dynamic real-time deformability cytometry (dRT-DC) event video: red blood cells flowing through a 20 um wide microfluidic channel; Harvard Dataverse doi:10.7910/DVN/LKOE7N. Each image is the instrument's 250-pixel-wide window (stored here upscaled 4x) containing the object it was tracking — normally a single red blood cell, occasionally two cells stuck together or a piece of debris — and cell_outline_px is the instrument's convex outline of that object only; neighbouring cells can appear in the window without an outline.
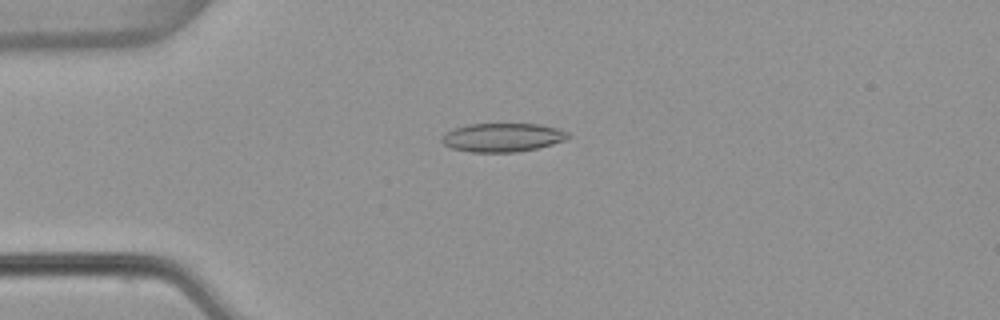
{"species": "common noctule bat (a hibernating species)", "species_latin": "Nyctalus noctula", "temperature_condition": "warm", "stored_images_in_passage": 53, "camera_frame_rate_fps": 3000, "um_per_image_px": 0.085, "animal": {"sex": "female", "body_mass_g": 22.7, "forearm_length_mm": 54.2}, "frame": {"image": 1, "passage_image": 13, "time_ms": 4.0, "image_size_px": [1000, 320], "cell_outline_px": [[572, 136], [564, 140], [552, 144], [536, 148], [516, 152], [472, 152], [452, 148], [444, 144], [440, 140], [452, 128], [468, 124], [540, 124], [556, 128], [568, 132]], "centroid_in_image_um": [42.72, 11.68], "position_along_channel_um": 42.3, "area_um2": 20.98}}
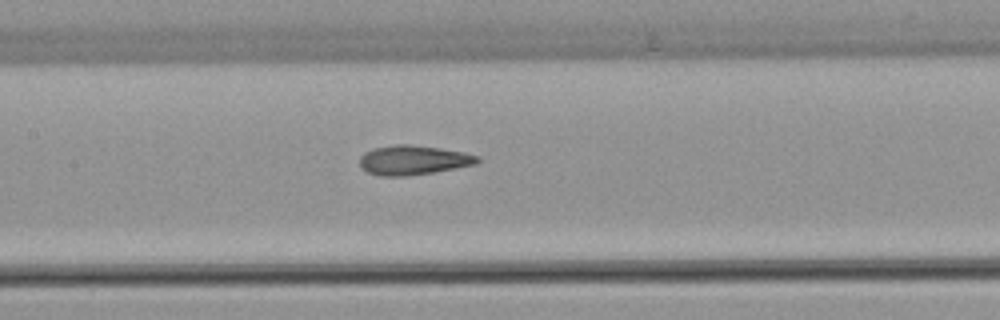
{"frame": {"image": 2, "passage_image": 25, "time_ms": 8.0, "image_size_px": [1000, 320], "cell_outline_px": [[480, 160], [476, 164], [432, 172], [404, 176], [380, 176], [368, 172], [360, 164], [360, 156], [364, 152], [372, 148], [396, 144], [408, 144], [440, 148], [464, 152], [480, 156]], "centroid_in_image_um": [35.12, 13.59], "position_along_channel_um": 172.3, "area_um2": 20.11}}
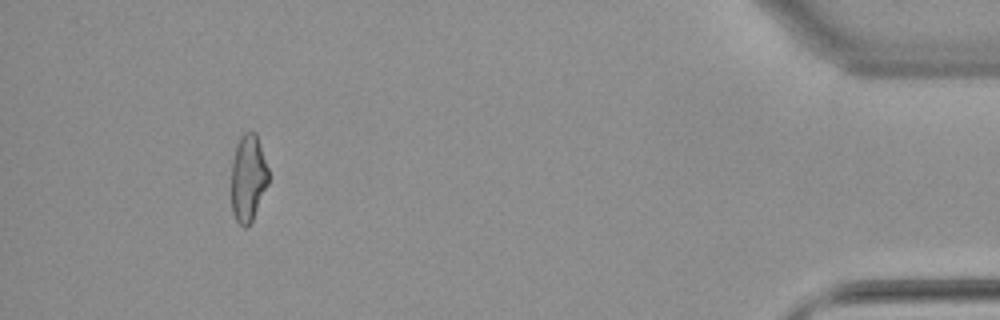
{"frame": {"image": 3, "passage_image": 49, "time_ms": 16.0, "image_size_px": [1000, 320], "cell_outline_px": [[268, 184], [252, 220], [244, 228], [236, 220], [232, 212], [232, 160], [236, 144], [240, 136], [244, 132], [256, 132], [268, 168]], "centroid_in_image_um": [21.09, 15.1], "position_along_channel_um": 414.1, "area_um2": 18.73}, "authors_computed_cell_mechanics": {"area_um2": 20.1144, "velocity_mm_per_s": 3.8453, "shape_relaxation_time_tau1_ms": null, "shape_relaxation_time_tau2_ms": 1.8866, "deformation_change_tau1": null, "deformation_change_tau2": 0.0934}}